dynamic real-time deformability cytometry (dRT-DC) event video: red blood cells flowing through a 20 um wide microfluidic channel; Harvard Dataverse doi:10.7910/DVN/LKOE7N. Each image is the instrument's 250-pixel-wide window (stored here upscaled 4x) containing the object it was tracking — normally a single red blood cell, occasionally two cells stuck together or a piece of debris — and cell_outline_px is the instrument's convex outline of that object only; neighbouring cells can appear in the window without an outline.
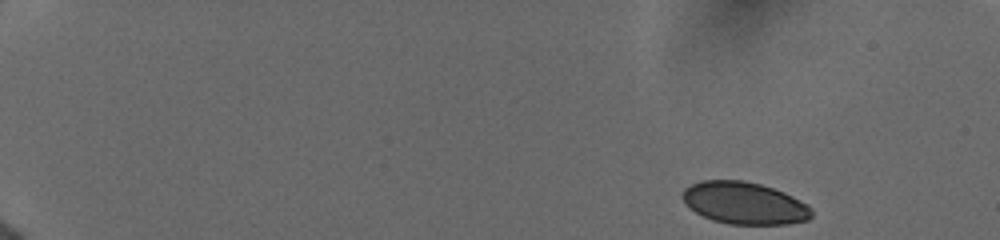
{"species": "human", "species_latin": "Homo sapiens", "temperature_condition": "cold", "stored_images_in_passage": 20, "camera_frame_rate_fps": 3000, "um_per_image_px": 0.085, "donor": {"sex": "female"}, "frame": {"image": 1, "passage_image": 1, "time_ms": 0.0, "image_size_px": [1000, 240], "cell_outline_px": [[812, 216], [808, 220], [788, 224], [728, 224], [712, 220], [696, 212], [680, 196], [684, 188], [700, 180], [744, 180], [760, 184], [784, 192], [808, 204], [812, 208]], "centroid_in_image_um": [63.29, 17.26], "position_along_channel_um": 21.7, "area_um2": 31.73}}
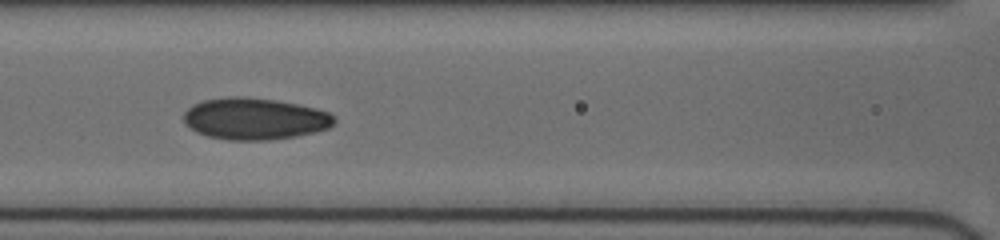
{"frame": {"image": 2, "passage_image": 13, "time_ms": 7.0, "image_size_px": [1000, 240], "cell_outline_px": [[336, 120], [328, 128], [316, 132], [296, 136], [268, 140], [228, 140], [208, 136], [196, 132], [184, 124], [184, 112], [192, 104], [204, 100], [228, 96], [244, 96], [276, 100], [300, 104], [316, 108], [328, 112], [336, 116]], "centroid_in_image_um": [21.65, 10.09], "position_along_channel_um": 145.0, "area_um2": 36.93}}
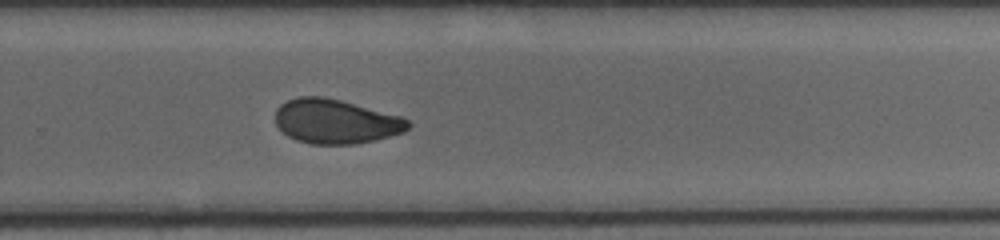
{"frame": {"image": 3, "passage_image": 20, "time_ms": 11.0, "image_size_px": [1000, 240], "cell_outline_px": [[412, 124], [404, 132], [376, 140], [352, 144], [312, 144], [296, 140], [288, 136], [276, 124], [276, 108], [280, 104], [288, 100], [300, 96], [324, 96], [340, 100], [400, 116], [408, 120]], "centroid_in_image_um": [28.53, 10.32], "position_along_channel_um": 301.3, "area_um2": 34.22}}